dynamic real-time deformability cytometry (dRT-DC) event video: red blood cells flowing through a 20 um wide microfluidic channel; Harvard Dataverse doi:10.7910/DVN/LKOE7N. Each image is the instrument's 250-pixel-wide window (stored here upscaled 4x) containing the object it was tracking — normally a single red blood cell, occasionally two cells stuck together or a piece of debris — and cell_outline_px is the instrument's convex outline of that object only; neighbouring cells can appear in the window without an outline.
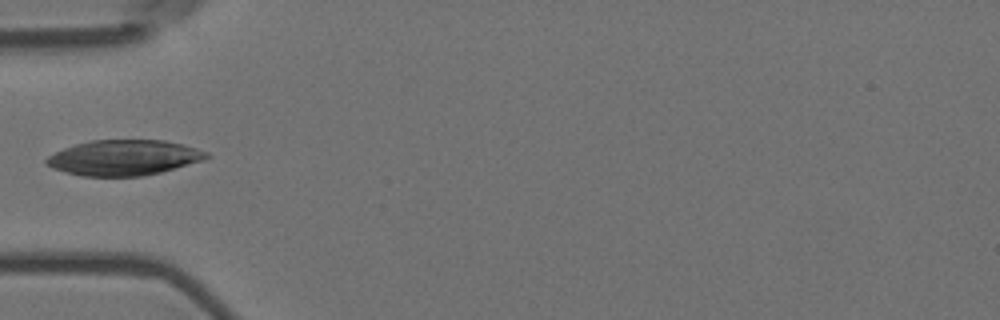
{"species": "Egyptian fruit bat (a non-hibernating species)", "species_latin": "Rousettus aegyptiacus", "temperature_condition": "room temperature", "stored_images_in_passage": 6, "camera_frame_rate_fps": 3000, "um_per_image_px": 0.085, "animal": {"sex": "female"}, "frame": {"image": 1, "passage_image": 6, "time_ms": 1.667, "image_size_px": [1000, 320], "cell_outline_px": [[212, 156], [204, 160], [160, 172], [144, 176], [80, 176], [64, 172], [52, 168], [44, 164], [44, 160], [48, 156], [64, 148], [76, 144], [92, 140], [164, 140], [184, 144], [208, 152]], "centroid_in_image_um": [10.53, 13.4], "position_along_channel_um": 74.5, "area_um2": 33.18}}